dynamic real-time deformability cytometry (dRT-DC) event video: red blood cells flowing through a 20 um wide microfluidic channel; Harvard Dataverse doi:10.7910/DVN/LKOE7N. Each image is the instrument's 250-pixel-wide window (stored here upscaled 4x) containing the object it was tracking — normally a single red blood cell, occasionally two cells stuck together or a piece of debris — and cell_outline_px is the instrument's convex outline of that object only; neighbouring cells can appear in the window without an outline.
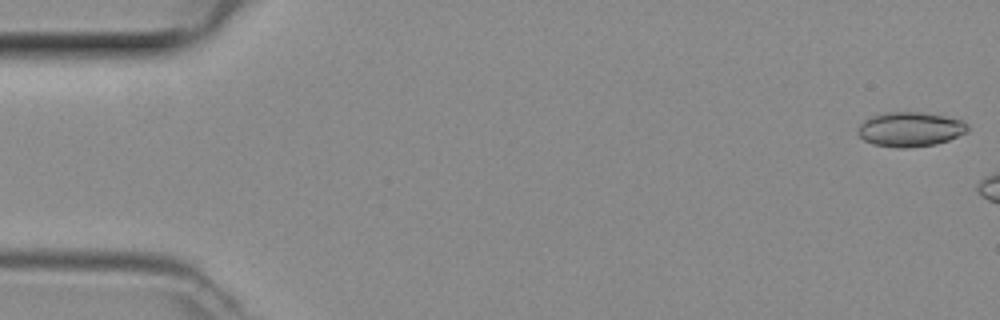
{"species": "common noctule bat (a hibernating species)", "species_latin": "Nyctalus noctula", "temperature_condition": "room temperature", "stored_images_in_passage": 11, "camera_frame_rate_fps": 3000, "um_per_image_px": 0.085, "animal": {"sex": "female", "body_mass_g": 29.2, "forearm_length_mm": 56.3}, "frame": {"image": 1, "passage_image": 1, "time_ms": 0.0, "image_size_px": [1000, 320], "cell_outline_px": [[968, 132], [948, 140], [936, 144], [904, 148], [896, 148], [872, 144], [864, 140], [856, 132], [860, 124], [864, 120], [872, 116], [884, 112], [920, 112], [944, 116], [960, 120], [968, 124]], "centroid_in_image_um": [77.34, 10.99], "position_along_channel_um": 7.7, "area_um2": 22.14}}